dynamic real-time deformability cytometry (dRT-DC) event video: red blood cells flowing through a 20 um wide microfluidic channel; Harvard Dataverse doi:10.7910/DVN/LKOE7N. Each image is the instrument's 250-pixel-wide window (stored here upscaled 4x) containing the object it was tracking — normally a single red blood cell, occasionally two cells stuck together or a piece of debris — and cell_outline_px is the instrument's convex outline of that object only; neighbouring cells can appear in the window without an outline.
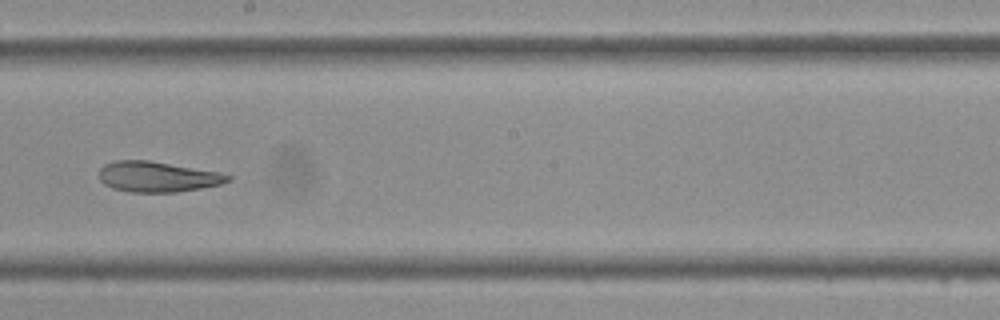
{"species": "Egyptian fruit bat (a non-hibernating species)", "species_latin": "Rousettus aegyptiacus", "temperature_condition": "cold", "stored_images_in_passage": 32, "camera_frame_rate_fps": 3000, "um_per_image_px": 0.085, "frame": {"image": 1, "passage_image": 14, "time_ms": 4.333, "image_size_px": [1000, 320], "cell_outline_px": [[232, 180], [220, 184], [200, 188], [176, 192], [128, 192], [112, 188], [104, 184], [100, 180], [100, 168], [104, 164], [116, 160], [148, 160], [220, 172], [232, 176]], "centroid_in_image_um": [13.38, 15.02], "position_along_channel_um": 234.8, "area_um2": 22.89}}
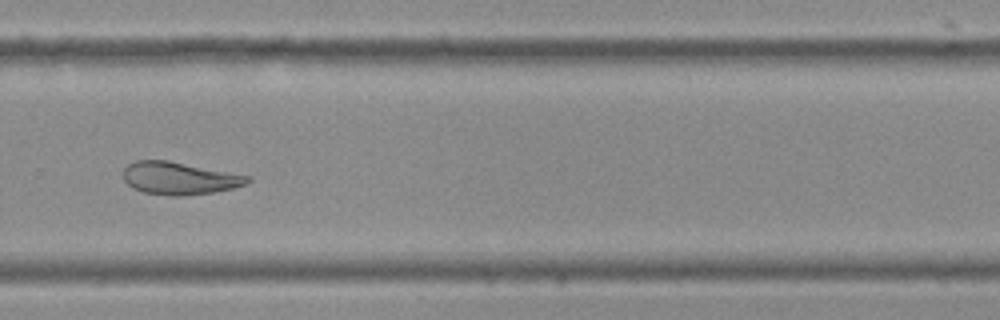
{"frame": {"image": 2, "passage_image": 19, "time_ms": 6.0, "image_size_px": [1000, 320], "cell_outline_px": [[252, 180], [244, 184], [232, 188], [212, 192], [180, 196], [176, 196], [144, 192], [132, 188], [124, 180], [124, 168], [128, 164], [136, 160], [168, 160], [252, 176]], "centroid_in_image_um": [15.25, 15.14], "position_along_channel_um": 314.6, "area_um2": 23.47}}
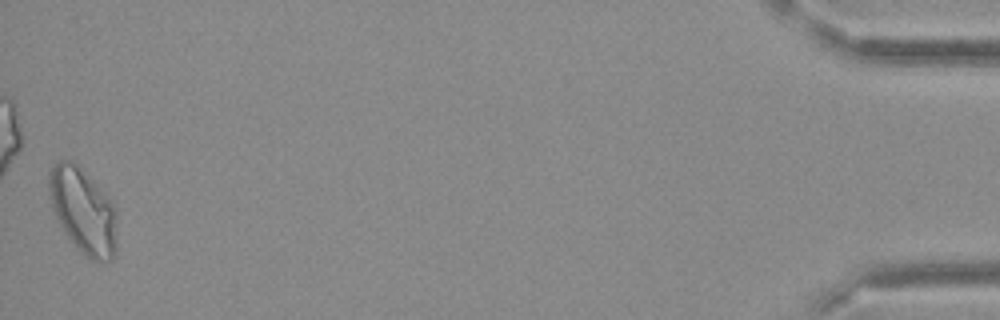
{"frame": {"image": 3, "passage_image": 32, "time_ms": 10.333, "image_size_px": [1000, 320], "cell_outline_px": [[116, 256], [112, 260], [92, 260], [80, 252], [64, 232], [52, 208], [48, 188], [48, 172], [60, 160], [72, 160], [112, 200], [116, 212]], "centroid_in_image_um": [7.07, 17.93], "position_along_channel_um": 428.1, "area_um2": 33.76}}